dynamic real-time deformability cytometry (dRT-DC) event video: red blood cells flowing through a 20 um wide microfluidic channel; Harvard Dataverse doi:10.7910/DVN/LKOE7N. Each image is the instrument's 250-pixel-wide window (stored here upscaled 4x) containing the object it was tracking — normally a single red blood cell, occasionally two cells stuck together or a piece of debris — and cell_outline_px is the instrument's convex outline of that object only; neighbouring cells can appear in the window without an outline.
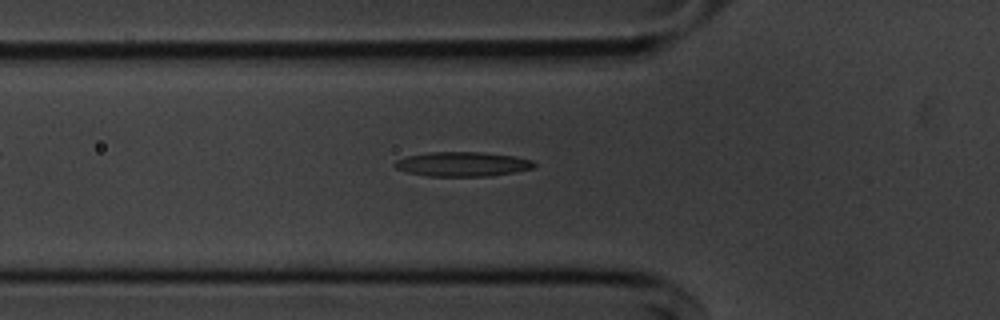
{"species": "common noctule bat (a hibernating species)", "species_latin": "Nyctalus noctula", "temperature_condition": "cold", "stored_images_in_passage": 48, "camera_frame_rate_fps": 3000, "um_per_image_px": 0.085, "animal": {"sex": "male", "body_mass_g": 20.1, "forearm_length_mm": 53.5}, "frame": {"image": 1, "passage_image": 18, "time_ms": 5.667, "image_size_px": [1000, 320], "cell_outline_px": [[536, 168], [488, 176], [428, 176], [408, 172], [396, 168], [392, 164], [396, 160], [408, 156], [432, 152], [484, 152], [512, 156], [532, 160], [536, 164]], "centroid_in_image_um": [39.32, 13.95], "position_along_channel_um": 86.5, "area_um2": 19.77}}
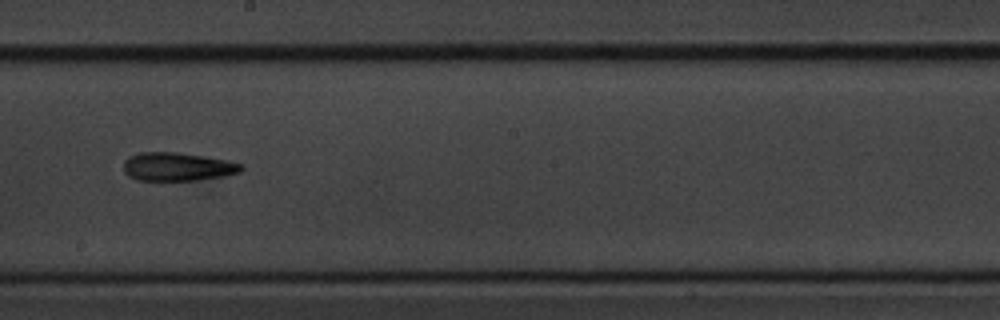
{"frame": {"image": 2, "passage_image": 30, "time_ms": 9.667, "image_size_px": [1000, 320], "cell_outline_px": [[244, 168], [240, 172], [224, 176], [196, 180], [136, 180], [128, 176], [124, 172], [124, 160], [128, 156], [140, 152], [176, 152], [228, 160], [244, 164]], "centroid_in_image_um": [15.08, 14.17], "position_along_channel_um": 233.1, "area_um2": 19.59}}
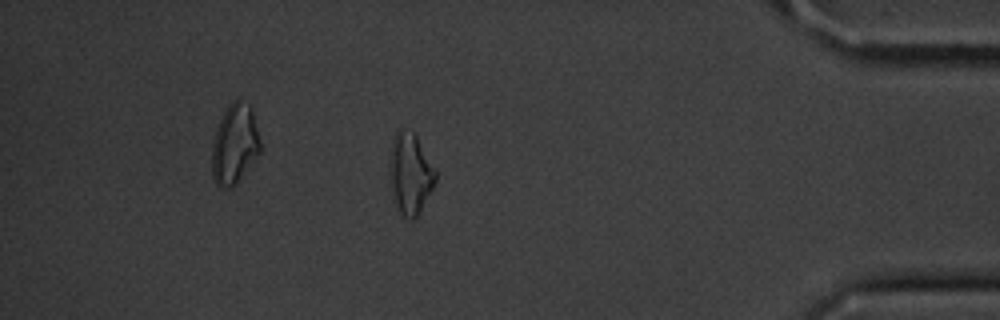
{"frame": {"image": 3, "passage_image": 47, "time_ms": 15.333, "image_size_px": [1000, 320], "cell_outline_px": [[436, 180], [432, 188], [416, 216], [412, 220], [400, 216], [388, 180], [388, 164], [392, 140], [396, 132], [400, 128], [404, 128], [412, 132], [416, 136], [436, 168]], "centroid_in_image_um": [34.83, 14.73], "position_along_channel_um": 400.4, "area_um2": 21.91}, "authors_computed_cell_mechanics": {"area_um2": 19.4208, "velocity_mm_per_s": 3.6462, "shape_relaxation_time_tau1_ms": 6.3665, "shape_relaxation_time_tau2_ms": 11.1343, "deformation_change_tau1": 0.152, "deformation_change_tau2": 0.3004}}